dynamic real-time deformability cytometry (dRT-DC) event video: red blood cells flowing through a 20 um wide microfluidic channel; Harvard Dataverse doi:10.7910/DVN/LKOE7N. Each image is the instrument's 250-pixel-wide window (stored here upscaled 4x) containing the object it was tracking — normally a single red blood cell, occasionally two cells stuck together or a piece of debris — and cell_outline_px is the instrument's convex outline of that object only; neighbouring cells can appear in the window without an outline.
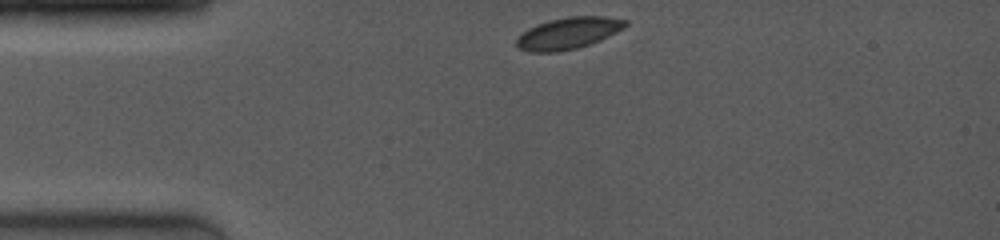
{"species": "common noctule bat (a hibernating species)", "species_latin": "Nyctalus noctula", "temperature_condition": "room temperature", "stored_images_in_passage": 2, "camera_frame_rate_fps": 4000, "um_per_image_px": 0.085, "animal": {"sex": "female", "body_mass_g": 19.0, "forearm_length_mm": 53.3}, "frame": {"image": 1, "passage_image": 1, "time_ms": 0.0, "image_size_px": [1000, 240], "cell_outline_px": [[628, 24], [624, 28], [600, 40], [576, 48], [556, 52], [528, 52], [520, 48], [516, 44], [516, 40], [528, 28], [536, 24], [548, 20], [568, 16], [604, 16], [628, 20]], "centroid_in_image_um": [48.31, 2.81], "position_along_channel_um": 36.7, "area_um2": 20.0}}